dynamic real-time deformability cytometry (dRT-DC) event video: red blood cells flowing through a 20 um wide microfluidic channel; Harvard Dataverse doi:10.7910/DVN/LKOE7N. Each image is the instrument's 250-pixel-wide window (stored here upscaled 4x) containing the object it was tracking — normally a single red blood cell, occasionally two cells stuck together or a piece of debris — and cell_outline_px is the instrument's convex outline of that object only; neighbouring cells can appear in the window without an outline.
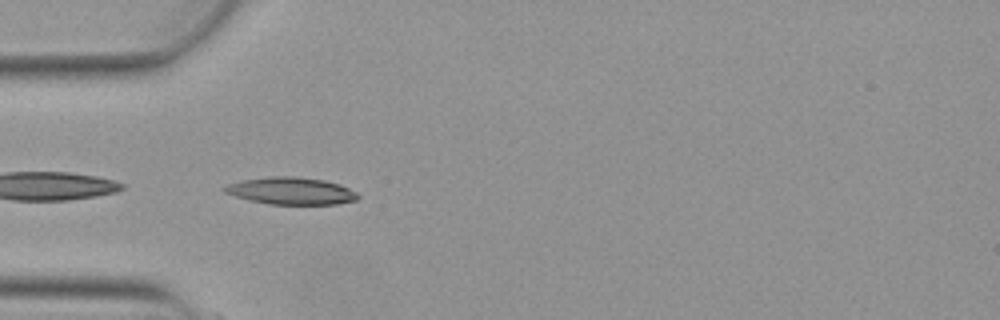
{"species": "Egyptian fruit bat (a non-hibernating species)", "species_latin": "Rousettus aegyptiacus", "temperature_condition": "warm", "stored_images_in_passage": 4, "camera_frame_rate_fps": 3000, "um_per_image_px": 0.085, "animal": {"sex": "female"}, "frame": {"image": 1, "passage_image": 3, "time_ms": 0.667, "image_size_px": [1000, 320], "cell_outline_px": [[360, 196], [356, 200], [336, 204], [268, 204], [248, 200], [224, 192], [220, 188], [228, 184], [244, 180], [276, 176], [296, 176], [324, 180], [340, 184], [356, 192]], "centroid_in_image_um": [24.74, 16.23], "position_along_channel_um": 60.3, "area_um2": 21.04}}
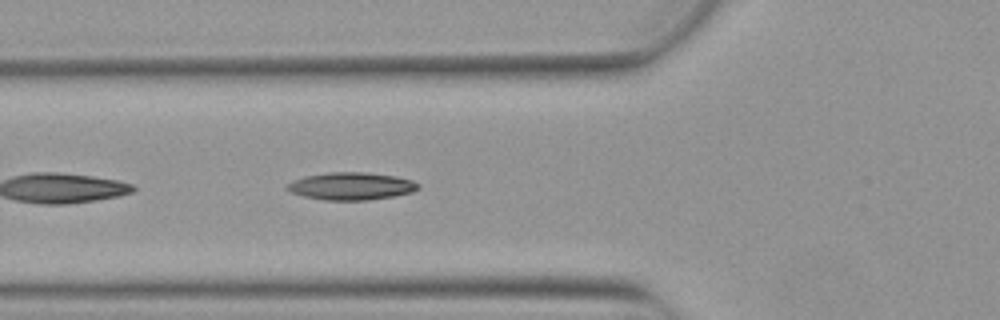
{"frame": {"image": 2, "passage_image": 4, "time_ms": 1.0, "image_size_px": [1000, 320], "cell_outline_px": [[420, 188], [412, 192], [392, 196], [368, 200], [324, 200], [304, 196], [292, 192], [284, 188], [292, 180], [304, 176], [328, 172], [364, 172], [396, 176], [412, 180], [420, 184]], "centroid_in_image_um": [29.85, 15.81], "position_along_channel_um": 95.9, "area_um2": 21.04}}